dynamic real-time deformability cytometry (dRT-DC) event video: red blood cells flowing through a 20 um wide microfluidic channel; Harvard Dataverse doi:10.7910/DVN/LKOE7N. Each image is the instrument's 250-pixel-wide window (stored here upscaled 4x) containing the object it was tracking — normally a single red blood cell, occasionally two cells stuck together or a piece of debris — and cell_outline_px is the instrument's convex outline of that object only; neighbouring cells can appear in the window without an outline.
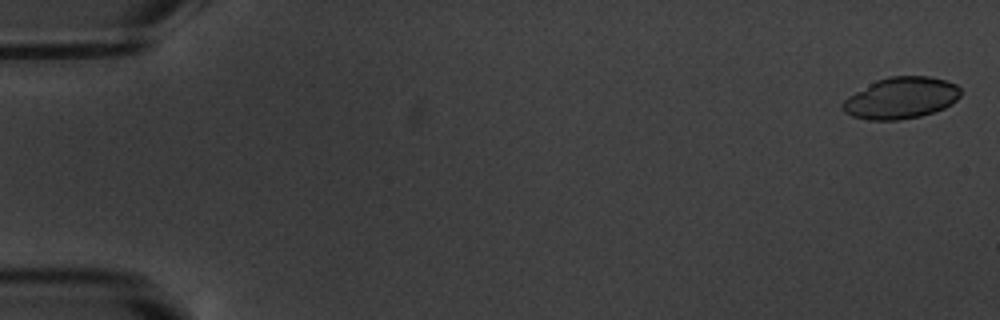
{"species": "common noctule bat (a hibernating species)", "species_latin": "Nyctalus noctula", "temperature_condition": "warm", "stored_images_in_passage": 17, "camera_frame_rate_fps": 3000, "um_per_image_px": 0.085, "animal": {"sex": "male", "body_mass_g": 20.1, "forearm_length_mm": 53.5}, "frame": {"image": 1, "passage_image": 1, "time_ms": 0.0, "image_size_px": [1000, 320], "cell_outline_px": [[960, 96], [952, 104], [944, 108], [920, 116], [900, 120], [868, 120], [852, 116], [844, 112], [840, 108], [840, 104], [848, 96], [876, 80], [888, 76], [928, 76], [944, 80], [956, 84], [960, 88]], "centroid_in_image_um": [76.56, 8.33], "position_along_channel_um": 8.4, "area_um2": 28.61}}
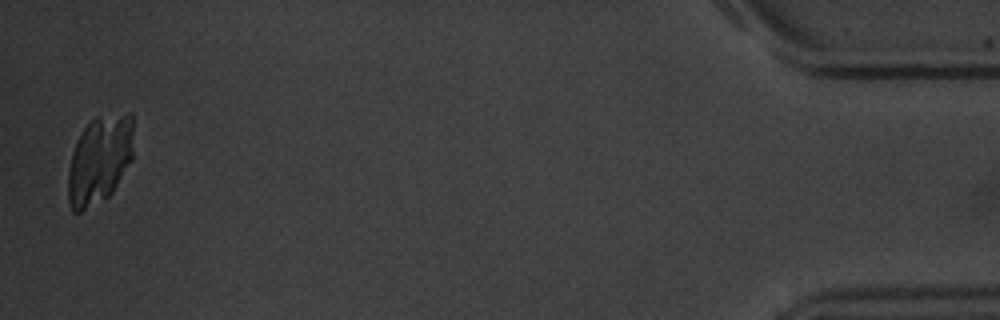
{"frame": {"image": 2, "passage_image": 17, "time_ms": 18.667, "image_size_px": [1000, 320], "cell_outline_px": [[132, 160], [112, 192], [108, 196], [80, 212], [72, 212], [68, 200], [68, 172], [72, 152], [76, 140], [84, 128], [96, 116], [128, 112], [132, 112]], "centroid_in_image_um": [8.45, 13.56], "position_along_channel_um": 426.7, "area_um2": 33.7}}